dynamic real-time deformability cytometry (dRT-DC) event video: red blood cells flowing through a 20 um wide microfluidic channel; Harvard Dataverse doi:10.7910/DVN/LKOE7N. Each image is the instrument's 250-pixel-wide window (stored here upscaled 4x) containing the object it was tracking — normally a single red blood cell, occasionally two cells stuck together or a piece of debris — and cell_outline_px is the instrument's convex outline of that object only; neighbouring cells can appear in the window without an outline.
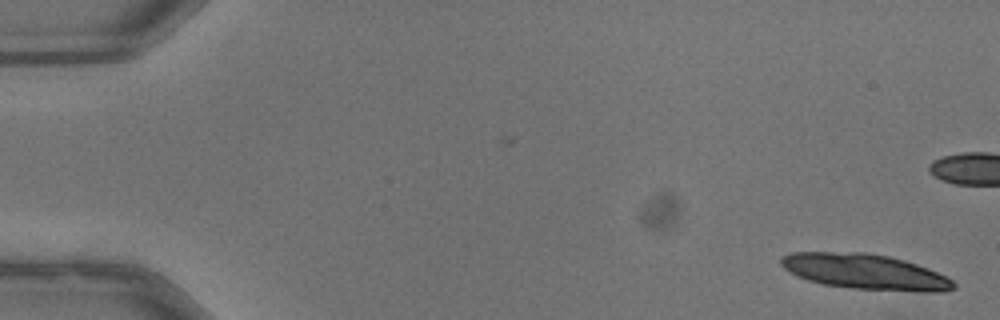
{"species": "common noctule bat (a hibernating species)", "species_latin": "Nyctalus noctula", "temperature_condition": "warm", "stored_images_in_passage": 16, "camera_frame_rate_fps": 3000, "um_per_image_px": 0.085, "animal": {"sex": "male", "body_mass_g": 13.3}, "frame": {"image": 1, "passage_image": 1, "time_ms": 0.0, "image_size_px": [1000, 320], "cell_outline_px": [[956, 288], [948, 292], [916, 292], [852, 288], [824, 284], [808, 280], [788, 272], [780, 264], [780, 260], [784, 256], [792, 252], [864, 252], [888, 256], [904, 260], [928, 268], [952, 280], [956, 284]], "centroid_in_image_um": [73.56, 23.11], "position_along_channel_um": 11.4, "area_um2": 35.66}}